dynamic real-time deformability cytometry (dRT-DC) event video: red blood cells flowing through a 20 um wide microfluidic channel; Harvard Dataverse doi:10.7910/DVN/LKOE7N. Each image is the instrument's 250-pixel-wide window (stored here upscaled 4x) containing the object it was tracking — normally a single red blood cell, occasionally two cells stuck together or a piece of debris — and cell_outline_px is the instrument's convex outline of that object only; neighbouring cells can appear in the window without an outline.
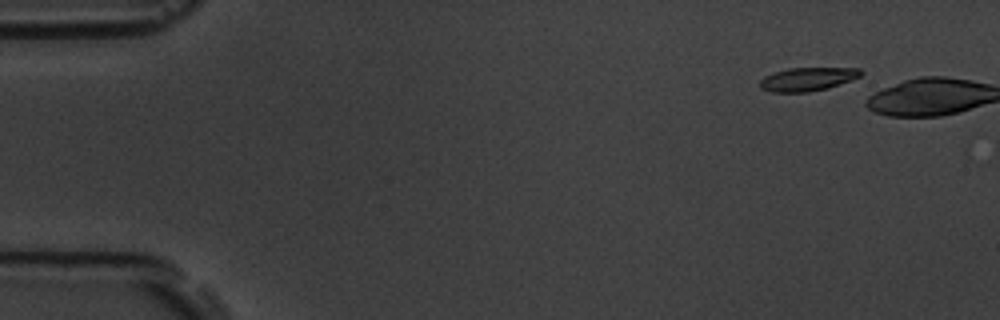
{"species": "common noctule bat (a hibernating species)", "species_latin": "Nyctalus noctula", "temperature_condition": "room temperature", "stored_images_in_passage": 3, "camera_frame_rate_fps": 3000, "um_per_image_px": 0.085, "animal": {"sex": "male", "body_mass_g": 19.5, "forearm_length_mm": 54.6}, "frame": {"image": 1, "passage_image": 2, "time_ms": 1.0, "image_size_px": [1000, 320], "cell_outline_px": [[864, 72], [860, 76], [852, 80], [828, 88], [808, 92], [772, 92], [760, 88], [760, 80], [764, 76], [788, 68], [860, 68]], "centroid_in_image_um": [68.66, 6.73], "position_along_channel_um": 16.3, "area_um2": 13.81}}